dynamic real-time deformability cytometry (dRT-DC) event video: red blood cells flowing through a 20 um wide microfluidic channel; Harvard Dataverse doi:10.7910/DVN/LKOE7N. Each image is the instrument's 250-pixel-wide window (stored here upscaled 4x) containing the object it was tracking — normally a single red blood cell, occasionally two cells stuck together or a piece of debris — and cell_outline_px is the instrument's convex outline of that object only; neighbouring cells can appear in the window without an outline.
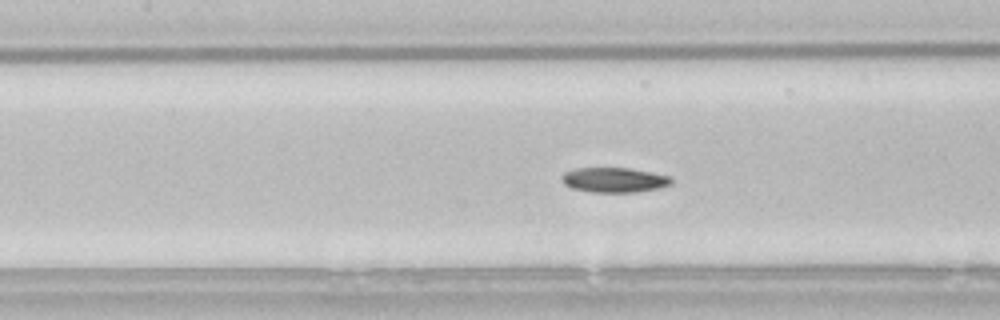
{"species": "common noctule bat (a hibernating species)", "species_latin": "Nyctalus noctula", "temperature_condition": "room temperature", "stored_images_in_passage": 37, "camera_frame_rate_fps": 3000, "um_per_image_px": 0.085, "animal": {"sex": "male", "body_mass_g": 21.5, "forearm_length_mm": 52.0}, "frame": {"image": 1, "passage_image": 7, "time_ms": 2.0, "image_size_px": [1000, 320], "cell_outline_px": [[672, 184], [660, 188], [636, 192], [592, 192], [572, 188], [564, 184], [560, 180], [560, 176], [564, 172], [576, 168], [628, 168], [652, 172], [672, 176]], "centroid_in_image_um": [52.21, 15.29], "position_along_channel_um": 155.2, "area_um2": 16.07}}
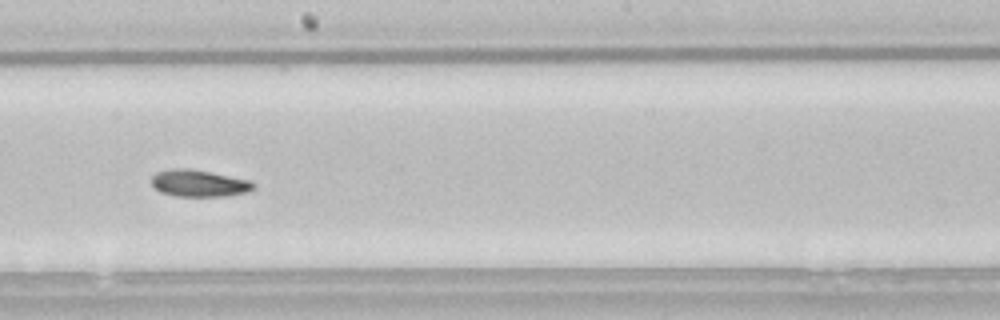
{"frame": {"image": 2, "passage_image": 13, "time_ms": 4.0, "image_size_px": [1000, 320], "cell_outline_px": [[256, 188], [248, 192], [228, 196], [176, 196], [160, 192], [152, 184], [152, 176], [156, 172], [172, 168], [188, 168], [252, 180], [256, 184]], "centroid_in_image_um": [16.96, 15.58], "position_along_channel_um": 231.2, "area_um2": 16.13}}
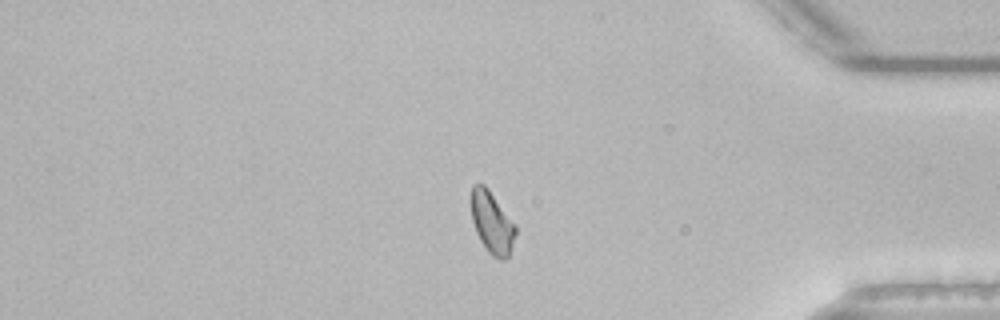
{"frame": {"image": 3, "passage_image": 28, "time_ms": 9.0, "image_size_px": [1000, 320], "cell_outline_px": [[516, 232], [508, 256], [504, 260], [500, 260], [492, 256], [488, 252], [480, 240], [476, 232], [472, 220], [472, 184], [484, 184], [488, 188], [516, 224]], "centroid_in_image_um": [41.83, 18.92], "position_along_channel_um": 393.4, "area_um2": 15.9}}